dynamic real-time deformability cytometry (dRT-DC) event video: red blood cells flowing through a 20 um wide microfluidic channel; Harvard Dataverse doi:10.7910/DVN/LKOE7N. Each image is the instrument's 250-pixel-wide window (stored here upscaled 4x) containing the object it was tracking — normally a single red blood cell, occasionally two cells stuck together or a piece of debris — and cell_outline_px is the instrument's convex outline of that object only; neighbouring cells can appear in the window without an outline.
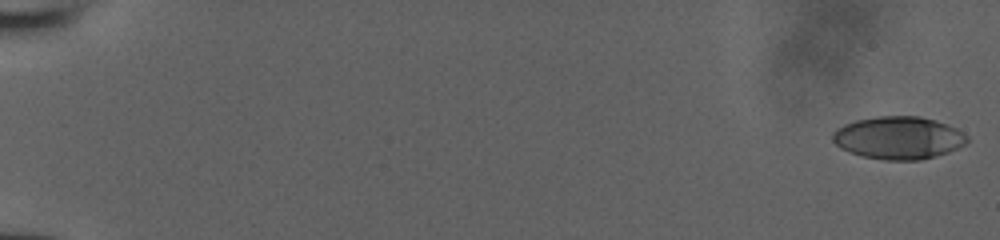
{"species": "human", "species_latin": "Homo sapiens", "temperature_condition": "room temperature", "stored_images_in_passage": 53, "camera_frame_rate_fps": 3000, "um_per_image_px": 0.085, "donor": {"sex": "male"}, "frame": {"image": 1, "passage_image": 1, "time_ms": 0.0, "image_size_px": [1000, 240], "cell_outline_px": [[968, 140], [964, 144], [948, 152], [936, 156], [920, 160], [884, 160], [864, 156], [848, 152], [840, 148], [832, 140], [832, 132], [836, 128], [844, 124], [856, 120], [876, 116], [920, 116], [936, 120], [956, 128], [968, 136]], "centroid_in_image_um": [76.35, 11.71], "position_along_channel_um": 8.7, "area_um2": 33.52}}
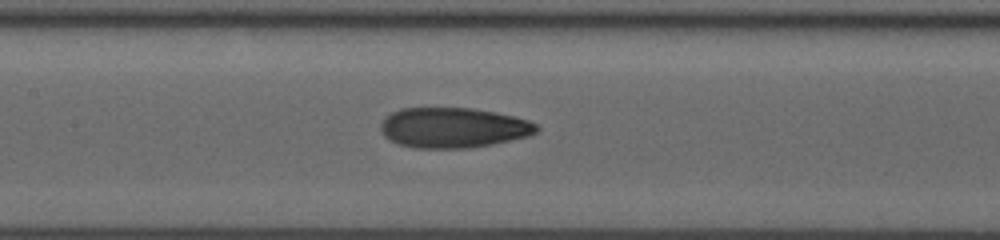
{"frame": {"image": 2, "passage_image": 28, "time_ms": 9.0, "image_size_px": [1000, 240], "cell_outline_px": [[540, 128], [536, 132], [528, 136], [492, 144], [468, 148], [412, 148], [396, 144], [388, 140], [384, 136], [380, 128], [380, 124], [384, 116], [400, 108], [472, 108], [496, 112], [528, 120], [536, 124]], "centroid_in_image_um": [38.47, 10.86], "position_along_channel_um": 168.9, "area_um2": 36.82}}
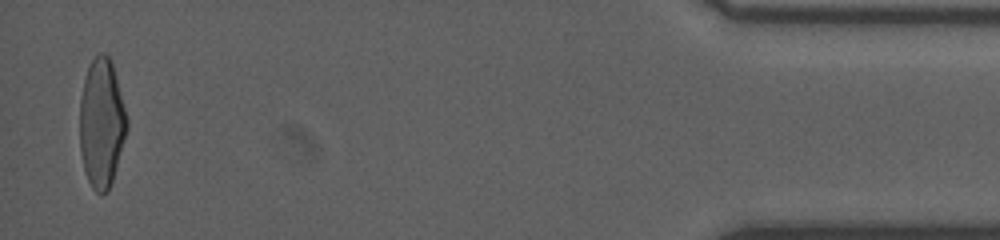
{"frame": {"image": 3, "passage_image": 52, "time_ms": 17.0, "image_size_px": [1000, 240], "cell_outline_px": [[128, 128], [112, 180], [108, 192], [100, 196], [92, 188], [88, 180], [84, 168], [80, 152], [80, 100], [84, 80], [88, 68], [96, 52], [104, 52], [108, 56], [112, 64], [128, 120]], "centroid_in_image_um": [8.63, 10.48], "position_along_channel_um": 426.6, "area_um2": 35.32}}